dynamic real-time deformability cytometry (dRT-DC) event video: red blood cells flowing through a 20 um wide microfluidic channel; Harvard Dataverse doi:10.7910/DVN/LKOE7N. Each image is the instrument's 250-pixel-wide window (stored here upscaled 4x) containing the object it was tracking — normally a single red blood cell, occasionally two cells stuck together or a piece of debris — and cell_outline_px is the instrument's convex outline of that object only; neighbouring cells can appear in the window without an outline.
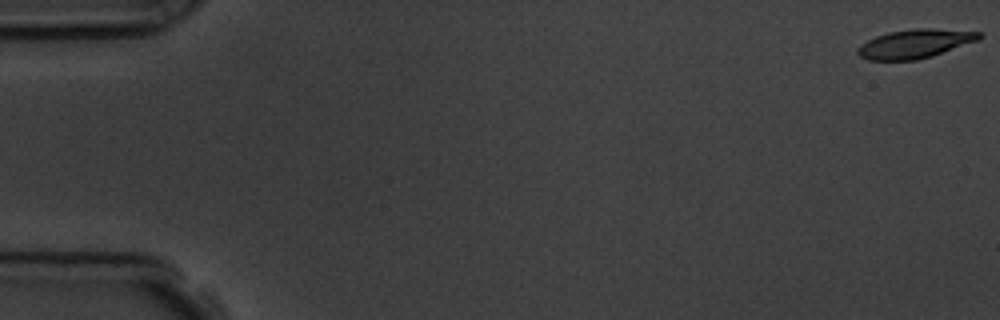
{"species": "common noctule bat (a hibernating species)", "species_latin": "Nyctalus noctula", "temperature_condition": "room temperature", "stored_images_in_passage": 5, "camera_frame_rate_fps": 3000, "um_per_image_px": 0.085, "animal": {"sex": "male", "body_mass_g": 19.5, "forearm_length_mm": 54.6}, "frame": {"image": 1, "passage_image": 1, "time_ms": 0.0, "image_size_px": [1000, 320], "cell_outline_px": [[984, 36], [976, 40], [932, 56], [916, 60], [868, 60], [860, 56], [856, 52], [860, 44], [876, 36], [888, 32], [916, 28], [932, 28], [980, 32]], "centroid_in_image_um": [77.73, 3.71], "position_along_channel_um": 7.3, "area_um2": 20.23}}